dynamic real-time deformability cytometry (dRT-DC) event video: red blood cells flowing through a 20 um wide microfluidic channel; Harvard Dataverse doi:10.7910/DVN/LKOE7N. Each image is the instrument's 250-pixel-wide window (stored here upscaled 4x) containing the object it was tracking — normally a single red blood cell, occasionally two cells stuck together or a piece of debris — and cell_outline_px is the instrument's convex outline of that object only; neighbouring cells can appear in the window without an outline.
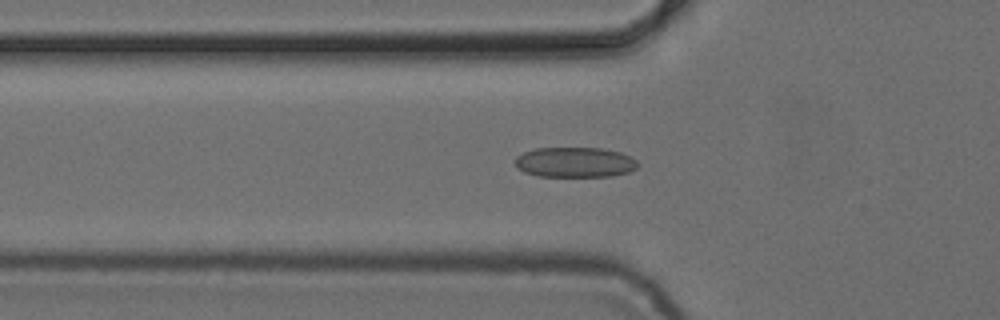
{"species": "common noctule bat (a hibernating species)", "species_latin": "Nyctalus noctula", "temperature_condition": "cold", "stored_images_in_passage": 50, "camera_frame_rate_fps": 3000, "um_per_image_px": 0.085, "animal": {"sex": "female", "body_mass_g": 24.6, "forearm_length_mm": 56.2}, "frame": {"image": 1, "passage_image": 18, "time_ms": 5.667, "image_size_px": [1000, 320], "cell_outline_px": [[640, 164], [636, 168], [628, 172], [612, 176], [540, 176], [524, 172], [516, 168], [516, 156], [524, 152], [536, 148], [600, 148], [620, 152], [636, 160]], "centroid_in_image_um": [48.86, 13.79], "position_along_channel_um": 76.9, "area_um2": 21.5}}
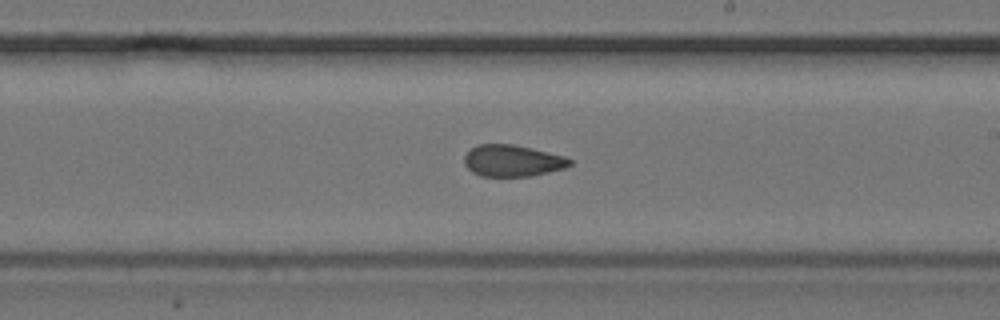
{"frame": {"image": 2, "passage_image": 31, "time_ms": 10.0, "image_size_px": [1000, 320], "cell_outline_px": [[572, 164], [564, 168], [532, 176], [480, 176], [472, 172], [464, 164], [464, 156], [476, 144], [512, 144], [532, 148], [564, 156], [572, 160]], "centroid_in_image_um": [43.55, 13.66], "position_along_channel_um": 245.5, "area_um2": 19.42}}
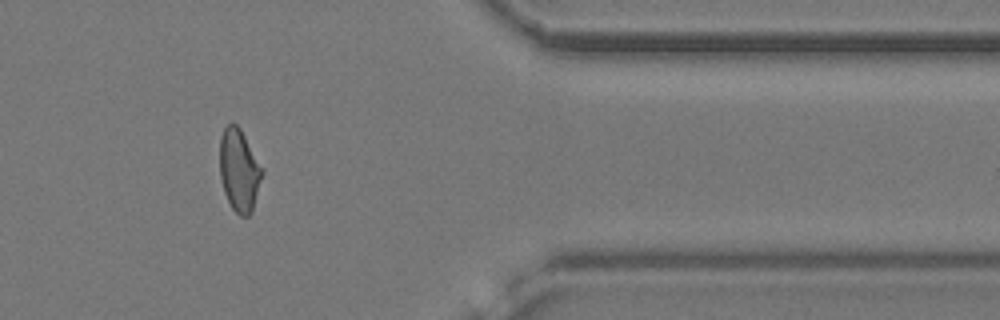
{"frame": {"image": 3, "passage_image": 44, "time_ms": 14.333, "image_size_px": [1000, 320], "cell_outline_px": [[264, 172], [252, 212], [248, 216], [240, 216], [232, 208], [224, 192], [220, 176], [220, 136], [224, 128], [232, 120], [240, 128], [264, 168]], "centroid_in_image_um": [20.35, 14.45], "position_along_channel_um": 391.1, "area_um2": 20.63}, "authors_computed_cell_mechanics": {"area_um2": 20.6635, "velocity_mm_per_s": 3.8696, "shape_relaxation_time_tau1_ms": 10.4008, "shape_relaxation_time_tau2_ms": 1.9994, "deformation_change_tau1": 0.186, "deformation_change_tau2": 0.0816}}